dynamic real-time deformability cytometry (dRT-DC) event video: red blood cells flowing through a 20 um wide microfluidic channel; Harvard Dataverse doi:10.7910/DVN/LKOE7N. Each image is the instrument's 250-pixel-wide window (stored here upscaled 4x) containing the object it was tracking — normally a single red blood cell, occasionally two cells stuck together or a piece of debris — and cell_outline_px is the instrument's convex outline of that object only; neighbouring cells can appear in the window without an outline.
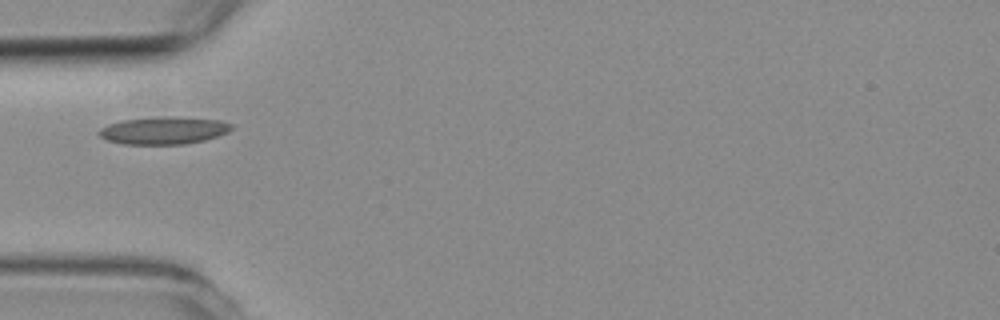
{"species": "common noctule bat (a hibernating species)", "species_latin": "Nyctalus noctula", "temperature_condition": "room temperature", "stored_images_in_passage": 4, "camera_frame_rate_fps": 3000, "um_per_image_px": 0.085, "animal": {"sex": "female", "body_mass_g": 19.3, "forearm_length_mm": 54.1}, "frame": {"image": 1, "passage_image": 4, "time_ms": 3.667, "image_size_px": [1000, 320], "cell_outline_px": [[232, 128], [228, 132], [204, 140], [184, 144], [124, 144], [108, 140], [100, 136], [96, 132], [100, 128], [108, 124], [120, 120], [220, 120], [232, 124]], "centroid_in_image_um": [13.85, 11.16], "position_along_channel_um": 71.2, "area_um2": 19.65}}